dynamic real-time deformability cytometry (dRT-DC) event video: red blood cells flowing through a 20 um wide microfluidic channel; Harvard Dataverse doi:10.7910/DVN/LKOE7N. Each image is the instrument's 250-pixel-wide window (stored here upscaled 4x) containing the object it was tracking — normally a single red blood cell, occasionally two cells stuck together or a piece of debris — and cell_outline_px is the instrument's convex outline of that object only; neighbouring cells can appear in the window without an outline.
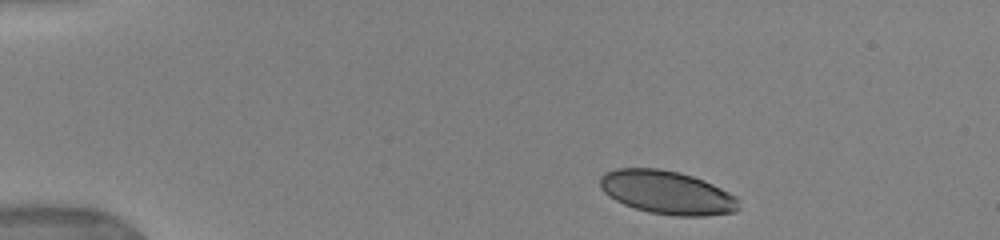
{"species": "human", "species_latin": "Homo sapiens", "temperature_condition": "warm", "stored_images_in_passage": 19, "camera_frame_rate_fps": 3000, "um_per_image_px": 0.085, "donor": {"sex": "female"}, "frame": {"image": 1, "passage_image": 1, "time_ms": 0.0, "image_size_px": [1000, 240], "cell_outline_px": [[740, 208], [736, 212], [704, 216], [676, 216], [648, 212], [624, 204], [608, 196], [600, 188], [600, 176], [604, 172], [616, 168], [660, 168], [680, 172], [704, 180], [736, 196], [740, 200]], "centroid_in_image_um": [56.71, 16.36], "position_along_channel_um": 28.3, "area_um2": 35.37}}
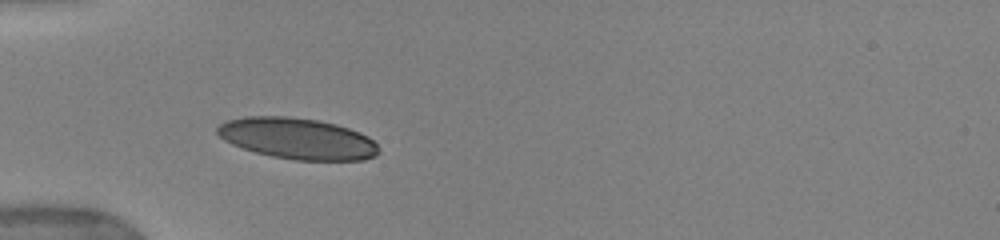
{"frame": {"image": 2, "passage_image": 9, "time_ms": 2.667, "image_size_px": [1000, 240], "cell_outline_px": [[380, 152], [376, 156], [364, 160], [296, 160], [272, 156], [256, 152], [232, 144], [224, 140], [216, 132], [216, 128], [220, 124], [228, 120], [244, 116], [288, 116], [316, 120], [336, 124], [360, 132], [368, 136], [380, 148]], "centroid_in_image_um": [25.3, 11.77], "position_along_channel_um": 59.7, "area_um2": 38.73}}